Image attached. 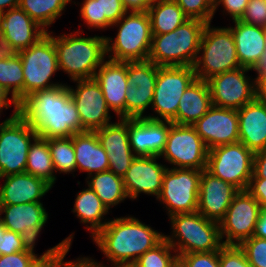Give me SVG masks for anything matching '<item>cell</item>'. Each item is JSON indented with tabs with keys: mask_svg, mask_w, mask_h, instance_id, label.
I'll use <instances>...</instances> for the list:
<instances>
[{
	"mask_svg": "<svg viewBox=\"0 0 266 267\" xmlns=\"http://www.w3.org/2000/svg\"><path fill=\"white\" fill-rule=\"evenodd\" d=\"M31 246L26 251L16 252L9 255H0V267H30L39 257Z\"/></svg>",
	"mask_w": 266,
	"mask_h": 267,
	"instance_id": "obj_46",
	"label": "cell"
},
{
	"mask_svg": "<svg viewBox=\"0 0 266 267\" xmlns=\"http://www.w3.org/2000/svg\"><path fill=\"white\" fill-rule=\"evenodd\" d=\"M238 192L237 188L204 169L199 182L197 211L208 220L219 223Z\"/></svg>",
	"mask_w": 266,
	"mask_h": 267,
	"instance_id": "obj_21",
	"label": "cell"
},
{
	"mask_svg": "<svg viewBox=\"0 0 266 267\" xmlns=\"http://www.w3.org/2000/svg\"><path fill=\"white\" fill-rule=\"evenodd\" d=\"M202 170L167 167L157 200L165 204L168 216L197 211Z\"/></svg>",
	"mask_w": 266,
	"mask_h": 267,
	"instance_id": "obj_12",
	"label": "cell"
},
{
	"mask_svg": "<svg viewBox=\"0 0 266 267\" xmlns=\"http://www.w3.org/2000/svg\"><path fill=\"white\" fill-rule=\"evenodd\" d=\"M179 257L188 267H219V251L189 253Z\"/></svg>",
	"mask_w": 266,
	"mask_h": 267,
	"instance_id": "obj_47",
	"label": "cell"
},
{
	"mask_svg": "<svg viewBox=\"0 0 266 267\" xmlns=\"http://www.w3.org/2000/svg\"><path fill=\"white\" fill-rule=\"evenodd\" d=\"M109 209L104 205L95 192L88 188H84L77 194L72 212L86 224V229L91 232L93 238L109 221H104V215Z\"/></svg>",
	"mask_w": 266,
	"mask_h": 267,
	"instance_id": "obj_31",
	"label": "cell"
},
{
	"mask_svg": "<svg viewBox=\"0 0 266 267\" xmlns=\"http://www.w3.org/2000/svg\"><path fill=\"white\" fill-rule=\"evenodd\" d=\"M25 172L44 179L53 187L57 178L47 139L37 136L33 140L27 154Z\"/></svg>",
	"mask_w": 266,
	"mask_h": 267,
	"instance_id": "obj_34",
	"label": "cell"
},
{
	"mask_svg": "<svg viewBox=\"0 0 266 267\" xmlns=\"http://www.w3.org/2000/svg\"><path fill=\"white\" fill-rule=\"evenodd\" d=\"M80 31L53 36L59 70L72 81L92 79L106 56V36L82 37ZM79 36V37H78Z\"/></svg>",
	"mask_w": 266,
	"mask_h": 267,
	"instance_id": "obj_3",
	"label": "cell"
},
{
	"mask_svg": "<svg viewBox=\"0 0 266 267\" xmlns=\"http://www.w3.org/2000/svg\"><path fill=\"white\" fill-rule=\"evenodd\" d=\"M2 214L4 217L0 216V222L4 227L19 233L32 246H35V242L48 220V212L41 202L0 204V215Z\"/></svg>",
	"mask_w": 266,
	"mask_h": 267,
	"instance_id": "obj_20",
	"label": "cell"
},
{
	"mask_svg": "<svg viewBox=\"0 0 266 267\" xmlns=\"http://www.w3.org/2000/svg\"><path fill=\"white\" fill-rule=\"evenodd\" d=\"M253 236L266 239V208L260 212Z\"/></svg>",
	"mask_w": 266,
	"mask_h": 267,
	"instance_id": "obj_56",
	"label": "cell"
},
{
	"mask_svg": "<svg viewBox=\"0 0 266 267\" xmlns=\"http://www.w3.org/2000/svg\"><path fill=\"white\" fill-rule=\"evenodd\" d=\"M70 247V245L65 244L55 250V267H99V262L90 257H79L74 261L64 262Z\"/></svg>",
	"mask_w": 266,
	"mask_h": 267,
	"instance_id": "obj_48",
	"label": "cell"
},
{
	"mask_svg": "<svg viewBox=\"0 0 266 267\" xmlns=\"http://www.w3.org/2000/svg\"><path fill=\"white\" fill-rule=\"evenodd\" d=\"M193 126L209 150L239 142L237 109L212 106Z\"/></svg>",
	"mask_w": 266,
	"mask_h": 267,
	"instance_id": "obj_18",
	"label": "cell"
},
{
	"mask_svg": "<svg viewBox=\"0 0 266 267\" xmlns=\"http://www.w3.org/2000/svg\"><path fill=\"white\" fill-rule=\"evenodd\" d=\"M208 152L209 149L193 125L170 122L165 148L160 158L163 157L172 164V168L204 170Z\"/></svg>",
	"mask_w": 266,
	"mask_h": 267,
	"instance_id": "obj_13",
	"label": "cell"
},
{
	"mask_svg": "<svg viewBox=\"0 0 266 267\" xmlns=\"http://www.w3.org/2000/svg\"><path fill=\"white\" fill-rule=\"evenodd\" d=\"M193 67L196 77L204 81L214 75L241 67L235 40L228 27L211 28V23L205 25Z\"/></svg>",
	"mask_w": 266,
	"mask_h": 267,
	"instance_id": "obj_7",
	"label": "cell"
},
{
	"mask_svg": "<svg viewBox=\"0 0 266 267\" xmlns=\"http://www.w3.org/2000/svg\"><path fill=\"white\" fill-rule=\"evenodd\" d=\"M234 27H228L234 37L238 60L241 67L252 69L266 51L264 27L233 21Z\"/></svg>",
	"mask_w": 266,
	"mask_h": 267,
	"instance_id": "obj_27",
	"label": "cell"
},
{
	"mask_svg": "<svg viewBox=\"0 0 266 267\" xmlns=\"http://www.w3.org/2000/svg\"><path fill=\"white\" fill-rule=\"evenodd\" d=\"M196 78L193 66H158L151 104V109L154 110L157 116L145 115V117L177 124L179 100L187 87Z\"/></svg>",
	"mask_w": 266,
	"mask_h": 267,
	"instance_id": "obj_9",
	"label": "cell"
},
{
	"mask_svg": "<svg viewBox=\"0 0 266 267\" xmlns=\"http://www.w3.org/2000/svg\"><path fill=\"white\" fill-rule=\"evenodd\" d=\"M80 15L88 29H106L112 27L128 11L122 0H84Z\"/></svg>",
	"mask_w": 266,
	"mask_h": 267,
	"instance_id": "obj_30",
	"label": "cell"
},
{
	"mask_svg": "<svg viewBox=\"0 0 266 267\" xmlns=\"http://www.w3.org/2000/svg\"><path fill=\"white\" fill-rule=\"evenodd\" d=\"M86 182L108 209L118 205L128 197L123 178L109 170L88 176Z\"/></svg>",
	"mask_w": 266,
	"mask_h": 267,
	"instance_id": "obj_33",
	"label": "cell"
},
{
	"mask_svg": "<svg viewBox=\"0 0 266 267\" xmlns=\"http://www.w3.org/2000/svg\"><path fill=\"white\" fill-rule=\"evenodd\" d=\"M70 1L72 0H19V7L47 31Z\"/></svg>",
	"mask_w": 266,
	"mask_h": 267,
	"instance_id": "obj_36",
	"label": "cell"
},
{
	"mask_svg": "<svg viewBox=\"0 0 266 267\" xmlns=\"http://www.w3.org/2000/svg\"><path fill=\"white\" fill-rule=\"evenodd\" d=\"M9 93V90H7L4 86L0 85V111L3 112L2 110L4 108L6 110L11 107L10 105H13L14 110L11 116H15L19 114V102L15 97H11V99H9Z\"/></svg>",
	"mask_w": 266,
	"mask_h": 267,
	"instance_id": "obj_53",
	"label": "cell"
},
{
	"mask_svg": "<svg viewBox=\"0 0 266 267\" xmlns=\"http://www.w3.org/2000/svg\"><path fill=\"white\" fill-rule=\"evenodd\" d=\"M108 265L104 266V263L101 264L99 262V267H107ZM113 267H136L134 264H113Z\"/></svg>",
	"mask_w": 266,
	"mask_h": 267,
	"instance_id": "obj_60",
	"label": "cell"
},
{
	"mask_svg": "<svg viewBox=\"0 0 266 267\" xmlns=\"http://www.w3.org/2000/svg\"><path fill=\"white\" fill-rule=\"evenodd\" d=\"M159 156H136L125 173L123 184L128 198L134 200L140 193L156 196L162 189L163 175L167 169L157 162Z\"/></svg>",
	"mask_w": 266,
	"mask_h": 267,
	"instance_id": "obj_19",
	"label": "cell"
},
{
	"mask_svg": "<svg viewBox=\"0 0 266 267\" xmlns=\"http://www.w3.org/2000/svg\"><path fill=\"white\" fill-rule=\"evenodd\" d=\"M264 35H265V46H266V27H264Z\"/></svg>",
	"mask_w": 266,
	"mask_h": 267,
	"instance_id": "obj_61",
	"label": "cell"
},
{
	"mask_svg": "<svg viewBox=\"0 0 266 267\" xmlns=\"http://www.w3.org/2000/svg\"><path fill=\"white\" fill-rule=\"evenodd\" d=\"M76 89L68 86L81 120L83 131H95L111 124L109 107L99 84L92 79L74 80Z\"/></svg>",
	"mask_w": 266,
	"mask_h": 267,
	"instance_id": "obj_16",
	"label": "cell"
},
{
	"mask_svg": "<svg viewBox=\"0 0 266 267\" xmlns=\"http://www.w3.org/2000/svg\"><path fill=\"white\" fill-rule=\"evenodd\" d=\"M241 21L266 27V3L264 0H249Z\"/></svg>",
	"mask_w": 266,
	"mask_h": 267,
	"instance_id": "obj_45",
	"label": "cell"
},
{
	"mask_svg": "<svg viewBox=\"0 0 266 267\" xmlns=\"http://www.w3.org/2000/svg\"><path fill=\"white\" fill-rule=\"evenodd\" d=\"M207 81L196 78L179 100L177 124L193 125L212 107Z\"/></svg>",
	"mask_w": 266,
	"mask_h": 267,
	"instance_id": "obj_29",
	"label": "cell"
},
{
	"mask_svg": "<svg viewBox=\"0 0 266 267\" xmlns=\"http://www.w3.org/2000/svg\"><path fill=\"white\" fill-rule=\"evenodd\" d=\"M171 267H188V266L180 257H177Z\"/></svg>",
	"mask_w": 266,
	"mask_h": 267,
	"instance_id": "obj_59",
	"label": "cell"
},
{
	"mask_svg": "<svg viewBox=\"0 0 266 267\" xmlns=\"http://www.w3.org/2000/svg\"><path fill=\"white\" fill-rule=\"evenodd\" d=\"M175 254H172L171 252ZM178 257L174 248L163 239L154 248L147 250L134 263L136 267H171Z\"/></svg>",
	"mask_w": 266,
	"mask_h": 267,
	"instance_id": "obj_39",
	"label": "cell"
},
{
	"mask_svg": "<svg viewBox=\"0 0 266 267\" xmlns=\"http://www.w3.org/2000/svg\"><path fill=\"white\" fill-rule=\"evenodd\" d=\"M257 73V75L266 74V51L263 56L260 58L257 65L252 69Z\"/></svg>",
	"mask_w": 266,
	"mask_h": 267,
	"instance_id": "obj_58",
	"label": "cell"
},
{
	"mask_svg": "<svg viewBox=\"0 0 266 267\" xmlns=\"http://www.w3.org/2000/svg\"><path fill=\"white\" fill-rule=\"evenodd\" d=\"M47 141L55 172L69 174L77 171L73 138H51Z\"/></svg>",
	"mask_w": 266,
	"mask_h": 267,
	"instance_id": "obj_37",
	"label": "cell"
},
{
	"mask_svg": "<svg viewBox=\"0 0 266 267\" xmlns=\"http://www.w3.org/2000/svg\"><path fill=\"white\" fill-rule=\"evenodd\" d=\"M112 26L119 27L116 38H106L108 59L122 62L147 61L151 43V21L148 12H127Z\"/></svg>",
	"mask_w": 266,
	"mask_h": 267,
	"instance_id": "obj_6",
	"label": "cell"
},
{
	"mask_svg": "<svg viewBox=\"0 0 266 267\" xmlns=\"http://www.w3.org/2000/svg\"><path fill=\"white\" fill-rule=\"evenodd\" d=\"M19 115L39 137L45 139L67 138L84 132L77 107L65 83L25 97L19 103Z\"/></svg>",
	"mask_w": 266,
	"mask_h": 267,
	"instance_id": "obj_1",
	"label": "cell"
},
{
	"mask_svg": "<svg viewBox=\"0 0 266 267\" xmlns=\"http://www.w3.org/2000/svg\"><path fill=\"white\" fill-rule=\"evenodd\" d=\"M158 66L151 61L127 62L128 86L155 89Z\"/></svg>",
	"mask_w": 266,
	"mask_h": 267,
	"instance_id": "obj_38",
	"label": "cell"
},
{
	"mask_svg": "<svg viewBox=\"0 0 266 267\" xmlns=\"http://www.w3.org/2000/svg\"><path fill=\"white\" fill-rule=\"evenodd\" d=\"M256 81V99L266 103V74L257 75Z\"/></svg>",
	"mask_w": 266,
	"mask_h": 267,
	"instance_id": "obj_55",
	"label": "cell"
},
{
	"mask_svg": "<svg viewBox=\"0 0 266 267\" xmlns=\"http://www.w3.org/2000/svg\"><path fill=\"white\" fill-rule=\"evenodd\" d=\"M260 204L261 208H266V179L251 178L246 189Z\"/></svg>",
	"mask_w": 266,
	"mask_h": 267,
	"instance_id": "obj_51",
	"label": "cell"
},
{
	"mask_svg": "<svg viewBox=\"0 0 266 267\" xmlns=\"http://www.w3.org/2000/svg\"><path fill=\"white\" fill-rule=\"evenodd\" d=\"M219 267H251L239 245H223L219 250Z\"/></svg>",
	"mask_w": 266,
	"mask_h": 267,
	"instance_id": "obj_44",
	"label": "cell"
},
{
	"mask_svg": "<svg viewBox=\"0 0 266 267\" xmlns=\"http://www.w3.org/2000/svg\"><path fill=\"white\" fill-rule=\"evenodd\" d=\"M0 85L11 92L20 103L23 100V66L18 53L0 49Z\"/></svg>",
	"mask_w": 266,
	"mask_h": 267,
	"instance_id": "obj_35",
	"label": "cell"
},
{
	"mask_svg": "<svg viewBox=\"0 0 266 267\" xmlns=\"http://www.w3.org/2000/svg\"><path fill=\"white\" fill-rule=\"evenodd\" d=\"M37 136L19 114L0 123V177L25 172L29 147Z\"/></svg>",
	"mask_w": 266,
	"mask_h": 267,
	"instance_id": "obj_10",
	"label": "cell"
},
{
	"mask_svg": "<svg viewBox=\"0 0 266 267\" xmlns=\"http://www.w3.org/2000/svg\"><path fill=\"white\" fill-rule=\"evenodd\" d=\"M251 267H266V239L252 236L239 244Z\"/></svg>",
	"mask_w": 266,
	"mask_h": 267,
	"instance_id": "obj_42",
	"label": "cell"
},
{
	"mask_svg": "<svg viewBox=\"0 0 266 267\" xmlns=\"http://www.w3.org/2000/svg\"><path fill=\"white\" fill-rule=\"evenodd\" d=\"M73 233L69 235V237L62 240L56 246L49 248L45 253L40 255L30 267H55V250L62 245H70L72 244Z\"/></svg>",
	"mask_w": 266,
	"mask_h": 267,
	"instance_id": "obj_50",
	"label": "cell"
},
{
	"mask_svg": "<svg viewBox=\"0 0 266 267\" xmlns=\"http://www.w3.org/2000/svg\"><path fill=\"white\" fill-rule=\"evenodd\" d=\"M170 121L128 119L129 143L135 156H159L165 148Z\"/></svg>",
	"mask_w": 266,
	"mask_h": 267,
	"instance_id": "obj_23",
	"label": "cell"
},
{
	"mask_svg": "<svg viewBox=\"0 0 266 267\" xmlns=\"http://www.w3.org/2000/svg\"><path fill=\"white\" fill-rule=\"evenodd\" d=\"M3 178L5 181L0 186V204L41 202L40 199L53 188L44 179L26 172L0 177Z\"/></svg>",
	"mask_w": 266,
	"mask_h": 267,
	"instance_id": "obj_25",
	"label": "cell"
},
{
	"mask_svg": "<svg viewBox=\"0 0 266 267\" xmlns=\"http://www.w3.org/2000/svg\"><path fill=\"white\" fill-rule=\"evenodd\" d=\"M251 178L266 179V149L254 153L253 175Z\"/></svg>",
	"mask_w": 266,
	"mask_h": 267,
	"instance_id": "obj_52",
	"label": "cell"
},
{
	"mask_svg": "<svg viewBox=\"0 0 266 267\" xmlns=\"http://www.w3.org/2000/svg\"><path fill=\"white\" fill-rule=\"evenodd\" d=\"M95 130L99 142L108 154V170L123 177L136 157L129 143L128 119H118Z\"/></svg>",
	"mask_w": 266,
	"mask_h": 267,
	"instance_id": "obj_22",
	"label": "cell"
},
{
	"mask_svg": "<svg viewBox=\"0 0 266 267\" xmlns=\"http://www.w3.org/2000/svg\"><path fill=\"white\" fill-rule=\"evenodd\" d=\"M128 12H146L153 0H122Z\"/></svg>",
	"mask_w": 266,
	"mask_h": 267,
	"instance_id": "obj_54",
	"label": "cell"
},
{
	"mask_svg": "<svg viewBox=\"0 0 266 267\" xmlns=\"http://www.w3.org/2000/svg\"><path fill=\"white\" fill-rule=\"evenodd\" d=\"M18 6H19V0H0V13L2 14L5 11H8L11 8H15Z\"/></svg>",
	"mask_w": 266,
	"mask_h": 267,
	"instance_id": "obj_57",
	"label": "cell"
},
{
	"mask_svg": "<svg viewBox=\"0 0 266 267\" xmlns=\"http://www.w3.org/2000/svg\"><path fill=\"white\" fill-rule=\"evenodd\" d=\"M147 12L151 21L152 35L174 31L189 19L174 0H153Z\"/></svg>",
	"mask_w": 266,
	"mask_h": 267,
	"instance_id": "obj_32",
	"label": "cell"
},
{
	"mask_svg": "<svg viewBox=\"0 0 266 267\" xmlns=\"http://www.w3.org/2000/svg\"><path fill=\"white\" fill-rule=\"evenodd\" d=\"M76 167L80 172L92 174L108 171V154L95 131H84L72 136Z\"/></svg>",
	"mask_w": 266,
	"mask_h": 267,
	"instance_id": "obj_28",
	"label": "cell"
},
{
	"mask_svg": "<svg viewBox=\"0 0 266 267\" xmlns=\"http://www.w3.org/2000/svg\"><path fill=\"white\" fill-rule=\"evenodd\" d=\"M31 246L19 233L8 230L0 222V255L26 251Z\"/></svg>",
	"mask_w": 266,
	"mask_h": 267,
	"instance_id": "obj_43",
	"label": "cell"
},
{
	"mask_svg": "<svg viewBox=\"0 0 266 267\" xmlns=\"http://www.w3.org/2000/svg\"><path fill=\"white\" fill-rule=\"evenodd\" d=\"M126 93L125 119L145 117L143 113L152 104L154 89L127 86Z\"/></svg>",
	"mask_w": 266,
	"mask_h": 267,
	"instance_id": "obj_40",
	"label": "cell"
},
{
	"mask_svg": "<svg viewBox=\"0 0 266 267\" xmlns=\"http://www.w3.org/2000/svg\"><path fill=\"white\" fill-rule=\"evenodd\" d=\"M248 2L249 0H213L214 13L221 4L224 9L223 11H226L233 21L240 20Z\"/></svg>",
	"mask_w": 266,
	"mask_h": 267,
	"instance_id": "obj_49",
	"label": "cell"
},
{
	"mask_svg": "<svg viewBox=\"0 0 266 267\" xmlns=\"http://www.w3.org/2000/svg\"><path fill=\"white\" fill-rule=\"evenodd\" d=\"M189 19L211 23L214 16L213 0H174Z\"/></svg>",
	"mask_w": 266,
	"mask_h": 267,
	"instance_id": "obj_41",
	"label": "cell"
},
{
	"mask_svg": "<svg viewBox=\"0 0 266 267\" xmlns=\"http://www.w3.org/2000/svg\"><path fill=\"white\" fill-rule=\"evenodd\" d=\"M253 164L254 152L237 142L210 149L206 170L243 191L247 189L253 175Z\"/></svg>",
	"mask_w": 266,
	"mask_h": 267,
	"instance_id": "obj_11",
	"label": "cell"
},
{
	"mask_svg": "<svg viewBox=\"0 0 266 267\" xmlns=\"http://www.w3.org/2000/svg\"><path fill=\"white\" fill-rule=\"evenodd\" d=\"M92 239L112 265L134 264L147 250L158 245L164 234L127 216L109 220Z\"/></svg>",
	"mask_w": 266,
	"mask_h": 267,
	"instance_id": "obj_2",
	"label": "cell"
},
{
	"mask_svg": "<svg viewBox=\"0 0 266 267\" xmlns=\"http://www.w3.org/2000/svg\"><path fill=\"white\" fill-rule=\"evenodd\" d=\"M47 31L19 6L0 17V49L17 53L35 44Z\"/></svg>",
	"mask_w": 266,
	"mask_h": 267,
	"instance_id": "obj_17",
	"label": "cell"
},
{
	"mask_svg": "<svg viewBox=\"0 0 266 267\" xmlns=\"http://www.w3.org/2000/svg\"><path fill=\"white\" fill-rule=\"evenodd\" d=\"M251 69L239 67L210 77L207 81L212 105L240 109L256 98V81L248 75ZM252 80V81H251Z\"/></svg>",
	"mask_w": 266,
	"mask_h": 267,
	"instance_id": "obj_15",
	"label": "cell"
},
{
	"mask_svg": "<svg viewBox=\"0 0 266 267\" xmlns=\"http://www.w3.org/2000/svg\"><path fill=\"white\" fill-rule=\"evenodd\" d=\"M206 24L202 20L188 19L174 31L152 35L148 61L159 67L193 66Z\"/></svg>",
	"mask_w": 266,
	"mask_h": 267,
	"instance_id": "obj_4",
	"label": "cell"
},
{
	"mask_svg": "<svg viewBox=\"0 0 266 267\" xmlns=\"http://www.w3.org/2000/svg\"><path fill=\"white\" fill-rule=\"evenodd\" d=\"M237 112L239 142L254 153L266 149V103L255 98Z\"/></svg>",
	"mask_w": 266,
	"mask_h": 267,
	"instance_id": "obj_26",
	"label": "cell"
},
{
	"mask_svg": "<svg viewBox=\"0 0 266 267\" xmlns=\"http://www.w3.org/2000/svg\"><path fill=\"white\" fill-rule=\"evenodd\" d=\"M172 234L164 239L174 248L178 257L183 254L219 251L223 246L219 223L208 220L198 211L169 217Z\"/></svg>",
	"mask_w": 266,
	"mask_h": 267,
	"instance_id": "obj_5",
	"label": "cell"
},
{
	"mask_svg": "<svg viewBox=\"0 0 266 267\" xmlns=\"http://www.w3.org/2000/svg\"><path fill=\"white\" fill-rule=\"evenodd\" d=\"M93 78L99 84L109 109L118 118L125 119L127 62L105 60Z\"/></svg>",
	"mask_w": 266,
	"mask_h": 267,
	"instance_id": "obj_24",
	"label": "cell"
},
{
	"mask_svg": "<svg viewBox=\"0 0 266 267\" xmlns=\"http://www.w3.org/2000/svg\"><path fill=\"white\" fill-rule=\"evenodd\" d=\"M52 33L47 31L35 44L17 52L23 66V99L36 91L63 85L50 81L59 71Z\"/></svg>",
	"mask_w": 266,
	"mask_h": 267,
	"instance_id": "obj_8",
	"label": "cell"
},
{
	"mask_svg": "<svg viewBox=\"0 0 266 267\" xmlns=\"http://www.w3.org/2000/svg\"><path fill=\"white\" fill-rule=\"evenodd\" d=\"M261 210L259 202L247 190L239 191L219 222L223 245H239L251 238ZM224 237L226 240H223Z\"/></svg>",
	"mask_w": 266,
	"mask_h": 267,
	"instance_id": "obj_14",
	"label": "cell"
}]
</instances>
